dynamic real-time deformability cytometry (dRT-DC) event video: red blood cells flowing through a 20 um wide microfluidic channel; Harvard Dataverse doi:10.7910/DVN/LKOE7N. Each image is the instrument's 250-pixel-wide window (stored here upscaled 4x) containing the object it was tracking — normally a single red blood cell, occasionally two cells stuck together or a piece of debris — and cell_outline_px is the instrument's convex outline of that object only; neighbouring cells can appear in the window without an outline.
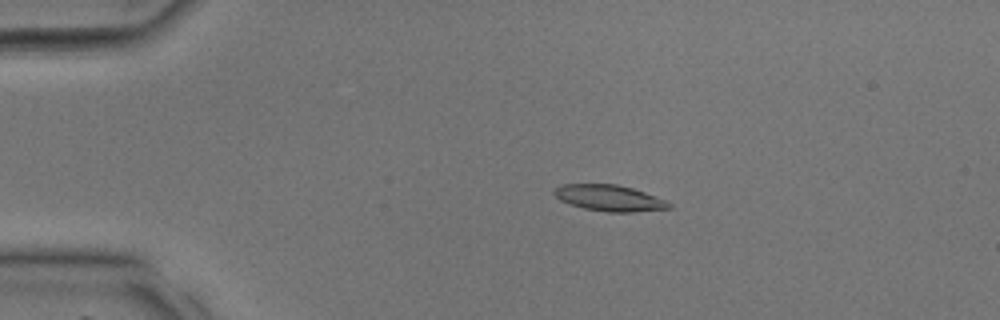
{"species": "common noctule bat (a hibernating species)", "species_latin": "Nyctalus noctula", "temperature_condition": "room temperature", "stored_images_in_passage": 35, "camera_frame_rate_fps": 3000, "um_per_image_px": 0.085, "animal": {"sex": "male", "body_mass_g": 17.9, "forearm_length_mm": 54.2}, "frame": {"image": 1, "passage_image": 6, "time_ms": 1.667, "image_size_px": [1000, 320], "cell_outline_px": [[672, 208], [632, 212], [608, 212], [584, 208], [568, 204], [560, 200], [552, 192], [560, 184], [616, 184], [632, 188], [644, 192], [664, 200], [672, 204]], "centroid_in_image_um": [51.77, 16.83], "position_along_channel_um": 33.2, "area_um2": 17.4}}
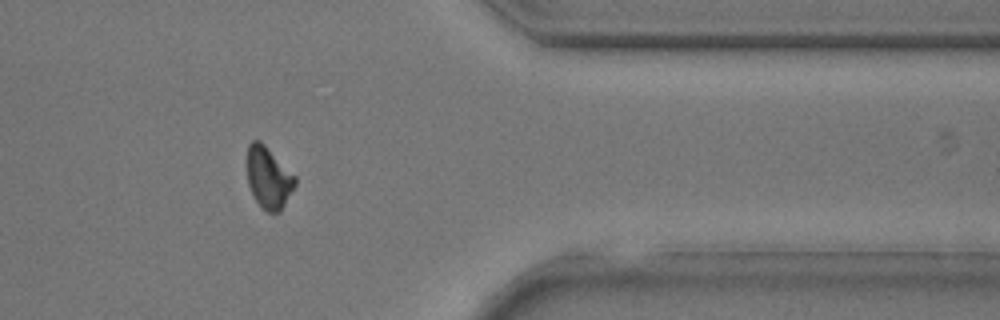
{"frame": {"image": 2, "passage_image": 29, "time_ms": 9.333, "image_size_px": [1000, 320], "cell_outline_px": [[296, 184], [280, 212], [268, 212], [256, 200], [248, 184], [248, 144], [252, 140], [260, 140], [296, 176]], "centroid_in_image_um": [22.84, 15.09], "position_along_channel_um": 388.6, "area_um2": 16.94}}
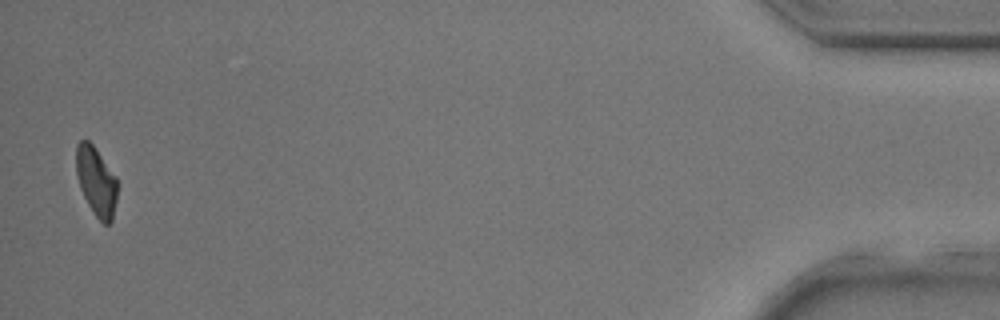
{"frame": {"image": 3, "passage_image": 35, "time_ms": 11.333, "image_size_px": [1000, 320], "cell_outline_px": [[116, 200], [112, 220], [108, 224], [104, 224], [92, 212], [80, 188], [76, 172], [76, 144], [80, 140], [88, 140], [92, 144], [116, 176]], "centroid_in_image_um": [8.16, 15.4], "position_along_channel_um": 427.0, "area_um2": 16.36}}